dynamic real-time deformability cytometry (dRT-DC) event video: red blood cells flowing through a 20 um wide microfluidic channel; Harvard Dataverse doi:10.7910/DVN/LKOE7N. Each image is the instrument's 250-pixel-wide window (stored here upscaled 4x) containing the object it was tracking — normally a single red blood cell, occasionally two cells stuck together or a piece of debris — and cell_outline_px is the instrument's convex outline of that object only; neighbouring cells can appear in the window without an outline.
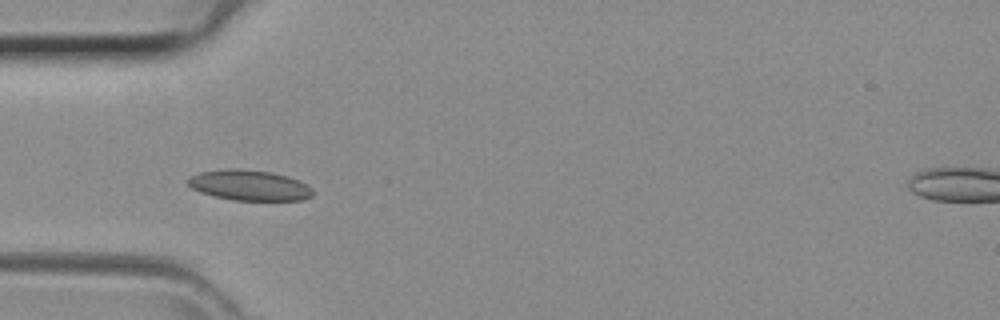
{"species": "common noctule bat (a hibernating species)", "species_latin": "Nyctalus noctula", "temperature_condition": "room temperature", "stored_images_in_passage": 21, "camera_frame_rate_fps": 3000, "um_per_image_px": 0.085, "animal": {"sex": "female", "body_mass_g": 29.2, "forearm_length_mm": 56.3}, "frame": {"image": 1, "passage_image": 1, "time_ms": 0.0, "image_size_px": [1000, 320], "cell_outline_px": [[312, 196], [304, 200], [232, 200], [200, 192], [192, 188], [184, 180], [188, 176], [200, 172], [228, 168], [236, 168], [272, 172], [288, 176], [300, 180], [308, 184], [312, 188]], "centroid_in_image_um": [21.19, 15.74], "position_along_channel_um": 63.8, "area_um2": 22.43}}
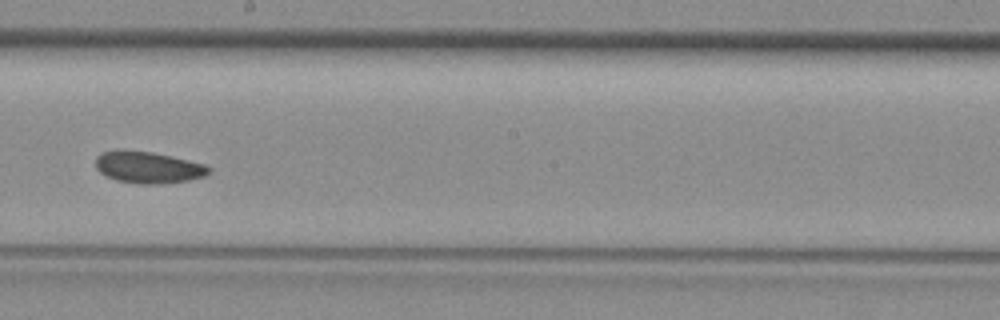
{"frame": {"image": 2, "passage_image": 12, "time_ms": 3.667, "image_size_px": [1000, 320], "cell_outline_px": [[212, 168], [204, 176], [188, 180], [156, 184], [140, 184], [116, 180], [104, 176], [96, 168], [96, 156], [100, 152], [152, 152], [188, 160], [204, 164]], "centroid_in_image_um": [12.59, 14.25], "position_along_channel_um": 235.6, "area_um2": 20.35}}
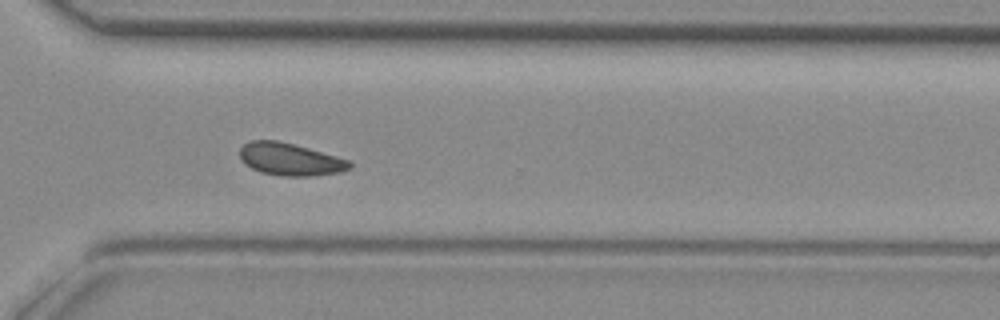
{"frame": {"image": 3, "passage_image": 19, "time_ms": 6.0, "image_size_px": [1000, 320], "cell_outline_px": [[352, 168], [340, 172], [312, 176], [284, 176], [260, 172], [244, 164], [240, 160], [240, 148], [244, 144], [252, 140], [276, 140], [308, 148], [352, 160]], "centroid_in_image_um": [24.68, 13.55], "position_along_channel_um": 345.9, "area_um2": 20.87}}